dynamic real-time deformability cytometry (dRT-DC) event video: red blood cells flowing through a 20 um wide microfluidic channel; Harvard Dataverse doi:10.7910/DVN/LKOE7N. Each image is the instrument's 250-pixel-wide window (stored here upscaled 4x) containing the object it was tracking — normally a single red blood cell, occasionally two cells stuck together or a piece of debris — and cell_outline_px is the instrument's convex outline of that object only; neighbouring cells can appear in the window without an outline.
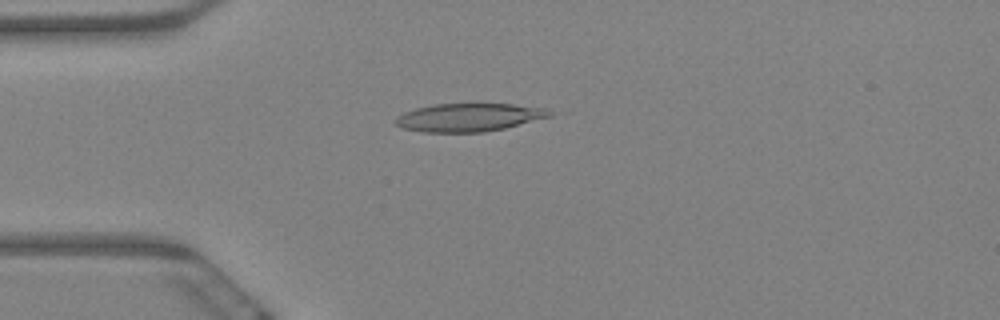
{"species": "Egyptian fruit bat (a non-hibernating species)", "species_latin": "Rousettus aegyptiacus", "temperature_condition": "warm", "stored_images_in_passage": 25, "camera_frame_rate_fps": 3000, "um_per_image_px": 0.085, "animal": {"sex": "female"}, "frame": {"image": 1, "passage_image": 16, "time_ms": 5.0, "image_size_px": [1000, 320], "cell_outline_px": [[552, 116], [504, 128], [484, 132], [424, 132], [404, 128], [396, 124], [392, 120], [396, 116], [404, 112], [416, 108], [432, 104], [512, 104], [544, 108], [552, 112]], "centroid_in_image_um": [39.82, 9.97], "position_along_channel_um": 45.2, "area_um2": 25.14}}
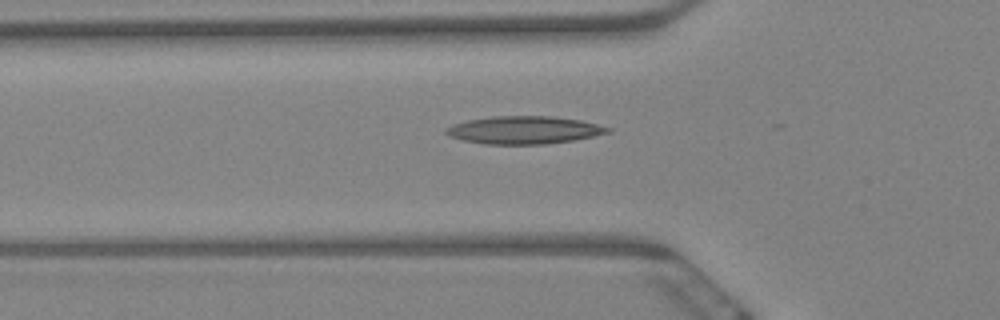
{"frame": {"image": 2, "passage_image": 21, "time_ms": 6.667, "image_size_px": [1000, 320], "cell_outline_px": [[612, 132], [572, 140], [544, 144], [484, 144], [464, 140], [448, 136], [444, 132], [444, 128], [452, 124], [468, 120], [496, 116], [552, 116], [580, 120], [612, 128]], "centroid_in_image_um": [44.51, 11.05], "position_along_channel_um": 81.3, "area_um2": 26.07}}
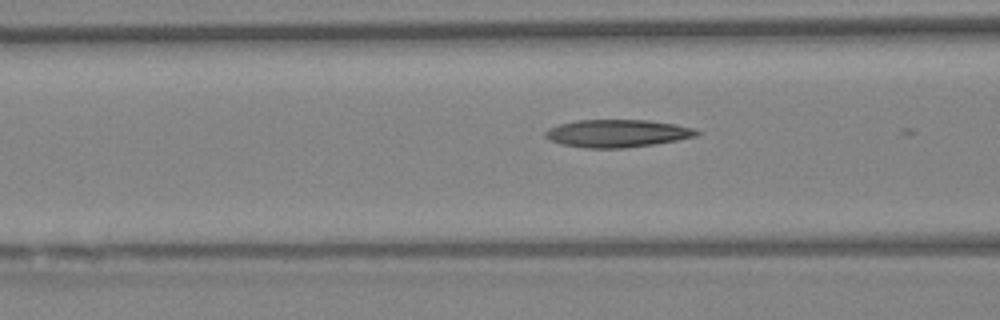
{"frame": {"image": 3, "passage_image": 24, "time_ms": 7.667, "image_size_px": [1000, 320], "cell_outline_px": [[700, 132], [696, 136], [676, 140], [652, 144], [624, 148], [584, 148], [560, 144], [544, 136], [544, 132], [548, 128], [560, 124], [576, 120], [648, 120], [676, 124], [692, 128]], "centroid_in_image_um": [52.43, 11.33], "position_along_channel_um": 114.2, "area_um2": 24.28}}